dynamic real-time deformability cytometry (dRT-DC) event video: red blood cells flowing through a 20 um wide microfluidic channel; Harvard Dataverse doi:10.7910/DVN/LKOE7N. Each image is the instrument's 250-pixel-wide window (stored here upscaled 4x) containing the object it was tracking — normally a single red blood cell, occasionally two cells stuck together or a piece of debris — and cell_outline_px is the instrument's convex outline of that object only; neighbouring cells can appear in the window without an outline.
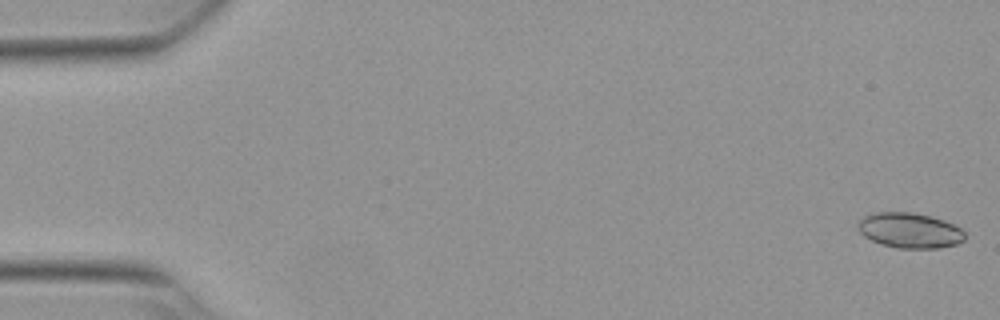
{"species": "Egyptian fruit bat (a non-hibernating species)", "species_latin": "Rousettus aegyptiacus", "temperature_condition": "warm", "stored_images_in_passage": 53, "camera_frame_rate_fps": 3000, "um_per_image_px": 0.085, "animal": {"sex": "female"}, "frame": {"image": 1, "passage_image": 1, "time_ms": 0.0, "image_size_px": [1000, 320], "cell_outline_px": [[964, 240], [956, 244], [940, 248], [896, 248], [880, 244], [864, 236], [860, 232], [860, 220], [864, 216], [876, 212], [908, 212], [928, 216], [944, 220], [960, 228], [964, 232]], "centroid_in_image_um": [77.33, 19.6], "position_along_channel_um": 7.7, "area_um2": 21.68}}
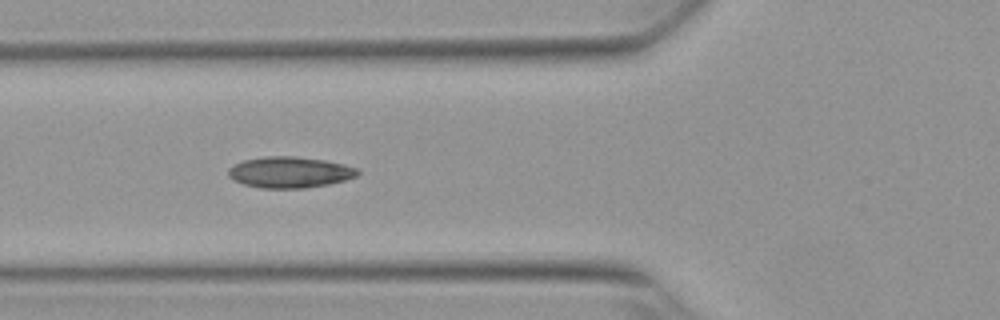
{"frame": {"image": 2, "passage_image": 20, "time_ms": 6.333, "image_size_px": [1000, 320], "cell_outline_px": [[360, 172], [356, 176], [344, 180], [328, 184], [304, 188], [260, 188], [244, 184], [228, 176], [228, 168], [232, 164], [244, 160], [264, 156], [296, 156], [324, 160], [344, 164], [356, 168]], "centroid_in_image_um": [24.6, 14.63], "position_along_channel_um": 101.2, "area_um2": 23.41}}
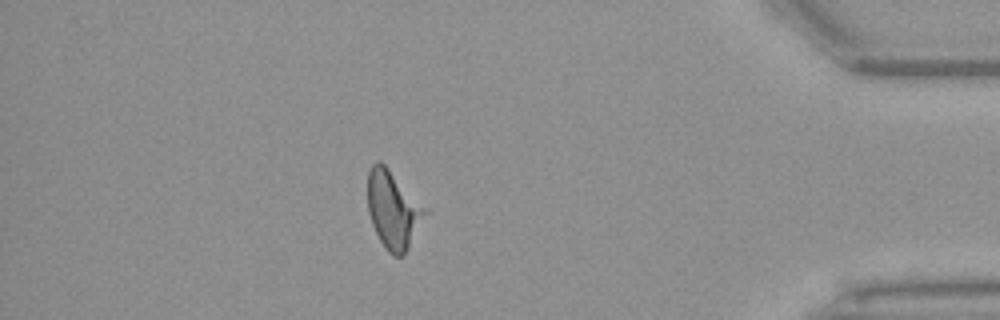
{"frame": {"image": 3, "passage_image": 47, "time_ms": 15.333, "image_size_px": [1000, 320], "cell_outline_px": [[428, 212], [404, 256], [392, 256], [388, 252], [380, 240], [372, 224], [368, 212], [368, 172], [372, 164], [376, 160], [380, 160], [428, 208]], "centroid_in_image_um": [33.43, 17.82], "position_along_channel_um": 401.8, "area_um2": 26.07}, "authors_computed_cell_mechanics": {"area_um2": 22.542, "velocity_mm_per_s": 3.813, "shape_relaxation_time_tau1_ms": 7.7611, "shape_relaxation_time_tau2_ms": 4.1947, "deformation_change_tau1": 0.1064, "deformation_change_tau2": 0.1198}}